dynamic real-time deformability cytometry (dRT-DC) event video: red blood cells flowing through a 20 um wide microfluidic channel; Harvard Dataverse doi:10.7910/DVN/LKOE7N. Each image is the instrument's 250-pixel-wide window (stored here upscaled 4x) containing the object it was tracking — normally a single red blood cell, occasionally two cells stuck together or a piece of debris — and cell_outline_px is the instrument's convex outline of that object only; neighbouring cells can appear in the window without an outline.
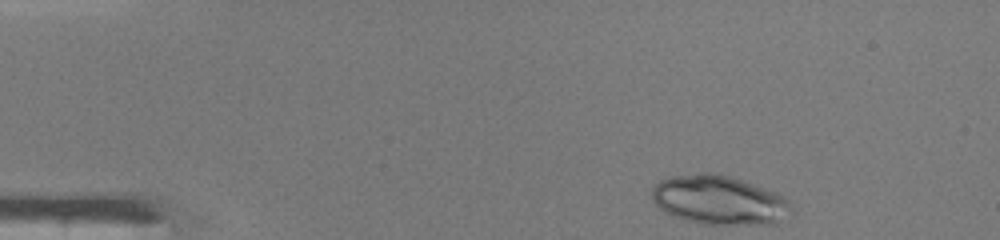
{"species": "common noctule bat (a hibernating species)", "species_latin": "Nyctalus noctula", "temperature_condition": "warm", "stored_images_in_passage": 41, "camera_frame_rate_fps": 3000, "um_per_image_px": 0.085, "animal": {"sex": "male", "body_mass_g": 19.0, "forearm_length_mm": 50.8}, "frame": {"image": 1, "passage_image": 1, "time_ms": 0.0, "image_size_px": [1000, 240], "cell_outline_px": [[796, 212], [792, 216], [776, 224], [704, 224], [672, 216], [664, 212], [652, 200], [652, 188], [660, 180], [668, 176], [700, 172], [708, 172], [728, 176], [776, 192], [788, 200]], "centroid_in_image_um": [61.16, 17.02], "position_along_channel_um": 23.8, "area_um2": 40.29}}
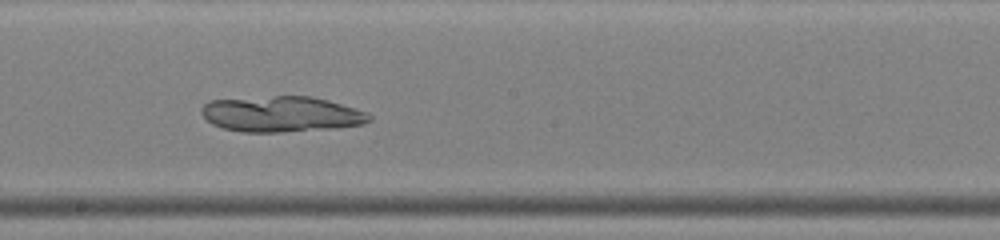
{"frame": {"image": 2, "passage_image": 21, "time_ms": 6.667, "image_size_px": [1000, 240], "cell_outline_px": [[372, 120], [364, 124], [336, 128], [280, 132], [240, 132], [224, 128], [212, 124], [200, 112], [200, 108], [208, 100], [276, 96], [308, 96], [328, 100], [368, 112], [372, 116]], "centroid_in_image_um": [23.93, 9.7], "position_along_channel_um": 224.3, "area_um2": 35.03}}
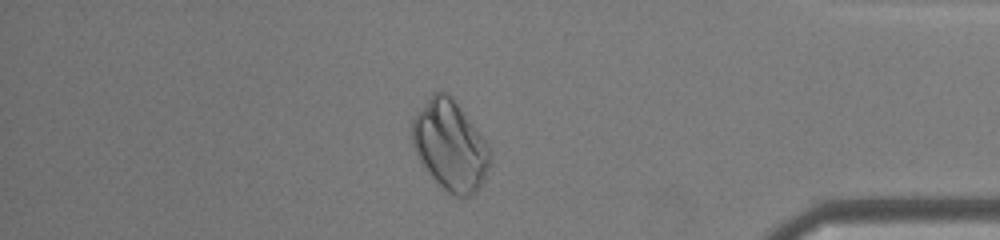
{"frame": {"image": 3, "passage_image": 35, "time_ms": 11.333, "image_size_px": [1000, 240], "cell_outline_px": [[492, 160], [476, 192], [472, 196], [452, 196], [424, 168], [412, 144], [412, 120], [432, 92], [448, 92], [452, 96], [488, 144], [492, 152]], "centroid_in_image_um": [38.27, 12.36], "position_along_channel_um": 396.9, "area_um2": 40.46}}